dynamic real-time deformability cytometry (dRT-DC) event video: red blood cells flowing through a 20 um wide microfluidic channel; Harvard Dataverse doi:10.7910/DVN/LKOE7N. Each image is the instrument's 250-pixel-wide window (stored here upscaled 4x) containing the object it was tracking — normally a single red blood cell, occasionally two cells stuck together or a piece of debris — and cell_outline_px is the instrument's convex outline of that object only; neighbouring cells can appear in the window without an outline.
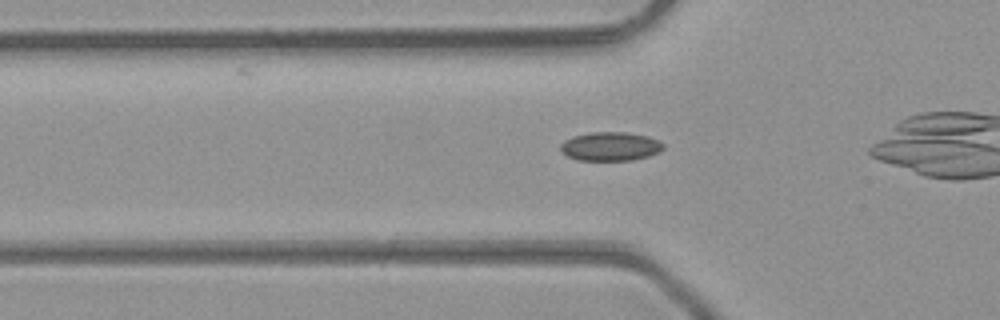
{"species": "common noctule bat (a hibernating species)", "species_latin": "Nyctalus noctula", "temperature_condition": "room temperature", "stored_images_in_passage": 26, "camera_frame_rate_fps": 3000, "um_per_image_px": 0.085, "animal": {"sex": "male", "body_mass_g": 23.1, "forearm_length_mm": 52.7}, "frame": {"image": 1, "passage_image": 4, "time_ms": 1.0, "image_size_px": [1000, 320], "cell_outline_px": [[664, 148], [660, 152], [648, 156], [632, 160], [580, 160], [568, 156], [560, 148], [560, 144], [564, 140], [572, 136], [592, 132], [624, 132], [648, 136], [664, 144]], "centroid_in_image_um": [51.89, 12.44], "position_along_channel_um": 73.9, "area_um2": 17.17}}
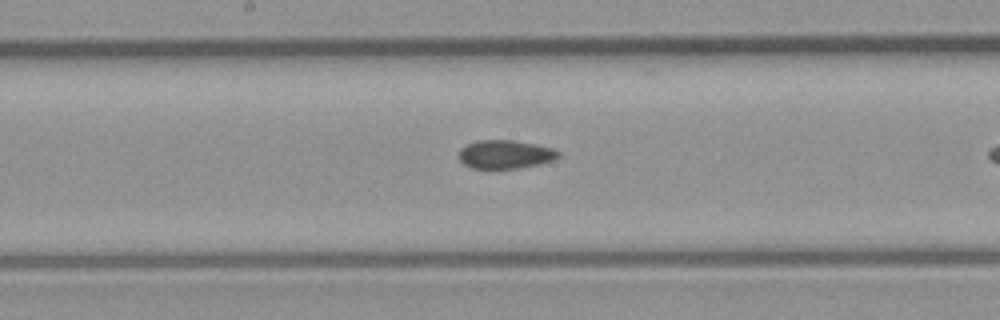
{"frame": {"image": 2, "passage_image": 13, "time_ms": 4.0, "image_size_px": [1000, 320], "cell_outline_px": [[560, 156], [552, 160], [536, 164], [516, 168], [472, 168], [464, 164], [460, 160], [460, 148], [468, 144], [480, 140], [512, 140], [536, 144], [556, 148], [560, 152]], "centroid_in_image_um": [42.97, 13.1], "position_along_channel_um": 205.2, "area_um2": 16.36}}
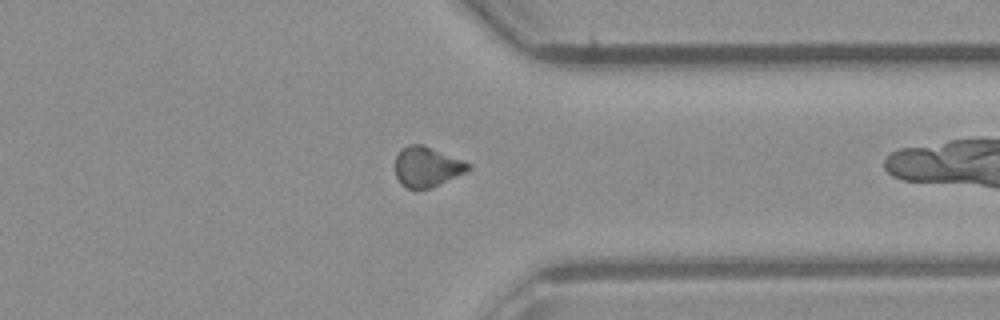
{"frame": {"image": 3, "passage_image": 25, "time_ms": 8.0, "image_size_px": [1000, 320], "cell_outline_px": [[472, 168], [432, 188], [408, 188], [400, 184], [396, 176], [396, 156], [400, 148], [408, 144], [420, 144], [464, 160], [472, 164]], "centroid_in_image_um": [36.28, 14.17], "position_along_channel_um": 375.1, "area_um2": 16.99}}